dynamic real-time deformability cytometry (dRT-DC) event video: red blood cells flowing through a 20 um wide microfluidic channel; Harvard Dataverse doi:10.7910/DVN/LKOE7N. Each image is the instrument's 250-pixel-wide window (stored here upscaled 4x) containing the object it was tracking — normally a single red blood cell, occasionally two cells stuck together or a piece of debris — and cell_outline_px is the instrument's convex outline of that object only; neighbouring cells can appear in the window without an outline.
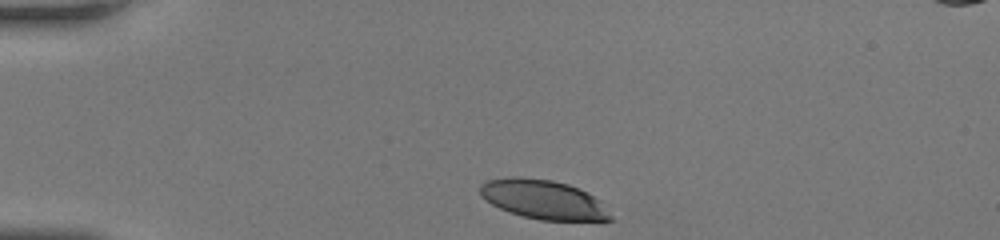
{"species": "human", "species_latin": "Homo sapiens", "temperature_condition": "room temperature", "stored_images_in_passage": 33, "camera_frame_rate_fps": 3000, "um_per_image_px": 0.085, "donor": {"sex": "female"}, "frame": {"image": 1, "passage_image": 1, "time_ms": 0.0, "image_size_px": [1000, 240], "cell_outline_px": [[612, 220], [540, 220], [508, 212], [492, 204], [480, 196], [480, 184], [484, 180], [512, 176], [520, 176], [552, 180], [568, 184], [580, 188], [588, 192], [600, 200], [612, 216]], "centroid_in_image_um": [46.16, 16.93], "position_along_channel_um": 38.8, "area_um2": 30.0}}
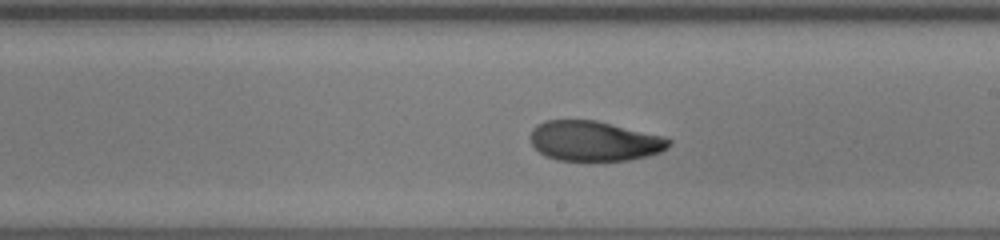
{"frame": {"image": 2, "passage_image": 19, "time_ms": 6.0, "image_size_px": [1000, 240], "cell_outline_px": [[672, 144], [668, 148], [660, 152], [628, 160], [556, 160], [544, 156], [532, 144], [532, 128], [536, 124], [544, 120], [596, 120], [664, 136], [672, 140]], "centroid_in_image_um": [50.52, 11.98], "position_along_channel_um": 238.5, "area_um2": 32.25}}
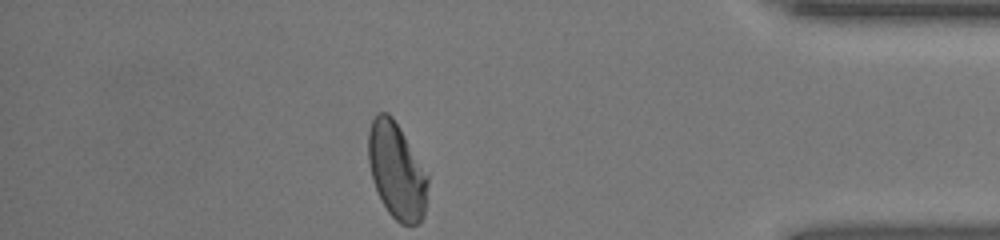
{"frame": {"image": 3, "passage_image": 33, "time_ms": 10.667, "image_size_px": [1000, 240], "cell_outline_px": [[428, 184], [424, 216], [416, 224], [400, 224], [388, 212], [372, 180], [368, 160], [368, 132], [372, 120], [376, 112], [388, 112], [392, 116], [400, 128], [428, 176]], "centroid_in_image_um": [33.7, 14.5], "position_along_channel_um": 401.5, "area_um2": 33.06}, "authors_computed_cell_mechanics": {"area_um2": 32.8304, "velocity_mm_per_s": 4.1926, "shape_relaxation_time_tau1_ms": 6.0412, "shape_relaxation_time_tau2_ms": 1.8501, "deformation_change_tau1": 0.2014, "deformation_change_tau2": 0.0693}}